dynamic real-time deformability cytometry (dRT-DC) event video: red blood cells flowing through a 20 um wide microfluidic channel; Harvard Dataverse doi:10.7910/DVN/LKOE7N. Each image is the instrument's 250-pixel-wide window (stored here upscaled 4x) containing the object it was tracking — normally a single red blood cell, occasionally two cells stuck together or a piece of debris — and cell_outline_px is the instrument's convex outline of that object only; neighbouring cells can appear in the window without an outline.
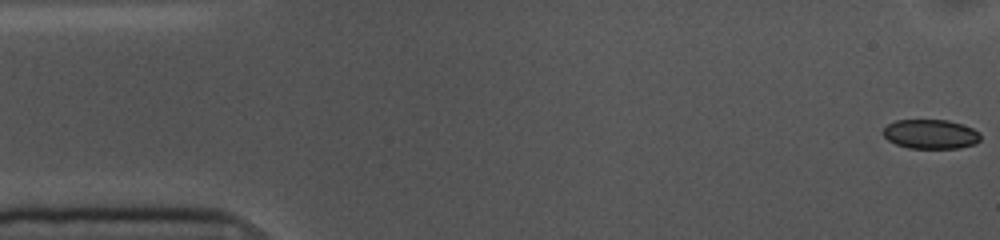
{"species": "common noctule bat (a hibernating species)", "species_latin": "Nyctalus noctula", "temperature_condition": "cold", "stored_images_in_passage": 55, "camera_frame_rate_fps": 3000, "um_per_image_px": 0.085, "animal": {"sex": "female", "body_mass_g": 10.0, "forearm_length_mm": 53.1}, "frame": {"image": 1, "passage_image": 1, "time_ms": 0.0, "image_size_px": [1000, 240], "cell_outline_px": [[980, 140], [976, 144], [960, 148], [908, 148], [896, 144], [888, 140], [884, 136], [884, 128], [888, 124], [896, 120], [948, 120], [972, 128], [980, 132]], "centroid_in_image_um": [79.12, 11.41], "position_along_channel_um": 5.9, "area_um2": 16.65}}
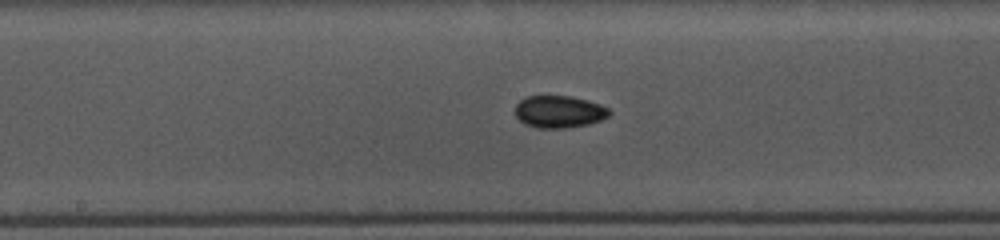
{"frame": {"image": 2, "passage_image": 27, "time_ms": 8.667, "image_size_px": [1000, 240], "cell_outline_px": [[612, 112], [608, 116], [600, 120], [588, 124], [564, 128], [536, 128], [524, 124], [516, 116], [516, 104], [524, 96], [572, 96], [588, 100], [600, 104], [608, 108]], "centroid_in_image_um": [47.52, 9.49], "position_along_channel_um": 200.7, "area_um2": 17.74}}
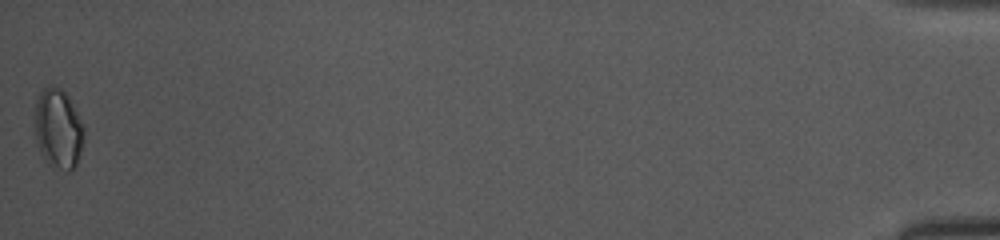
{"frame": {"image": 3, "passage_image": 55, "time_ms": 18.0, "image_size_px": [1000, 240], "cell_outline_px": [[84, 144], [76, 168], [68, 172], [48, 164], [40, 152], [36, 140], [36, 100], [40, 92], [48, 84], [52, 84], [60, 88], [68, 96], [84, 128]], "centroid_in_image_um": [4.97, 10.97], "position_along_channel_um": 430.2, "area_um2": 22.95}, "authors_computed_cell_mechanics": {"area_um2": 17.34, "velocity_mm_per_s": 3.5774, "shape_relaxation_time_tau1_ms": 3.1224, "shape_relaxation_time_tau2_ms": 4.903, "deformation_change_tau1": 0.0503, "deformation_change_tau2": 0.0738}}